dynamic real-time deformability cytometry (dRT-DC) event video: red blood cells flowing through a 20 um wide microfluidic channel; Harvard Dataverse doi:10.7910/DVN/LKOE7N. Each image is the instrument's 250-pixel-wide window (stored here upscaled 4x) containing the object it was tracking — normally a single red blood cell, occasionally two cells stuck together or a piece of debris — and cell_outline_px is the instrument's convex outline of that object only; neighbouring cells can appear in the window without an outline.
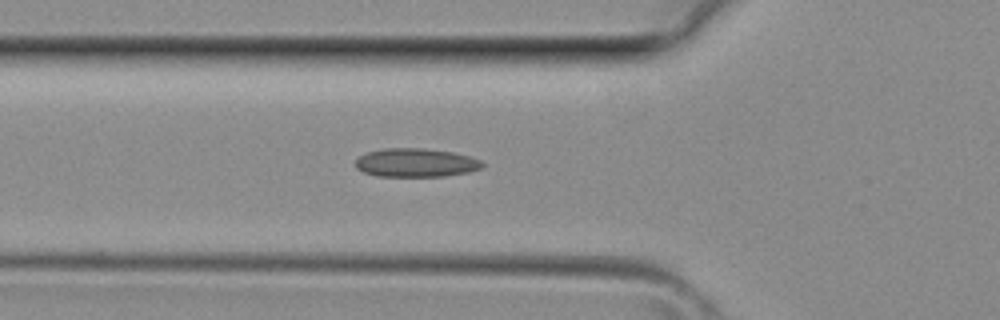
{"species": "common noctule bat (a hibernating species)", "species_latin": "Nyctalus noctula", "temperature_condition": "room temperature", "stored_images_in_passage": 6, "camera_frame_rate_fps": 3000, "um_per_image_px": 0.085, "animal": {"sex": "female", "body_mass_g": 29.2, "forearm_length_mm": 56.3}, "frame": {"image": 1, "passage_image": 3, "time_ms": 0.667, "image_size_px": [1000, 320], "cell_outline_px": [[484, 168], [468, 172], [444, 176], [376, 176], [364, 172], [356, 168], [356, 160], [360, 156], [368, 152], [384, 148], [424, 148], [452, 152], [468, 156], [480, 160], [484, 164]], "centroid_in_image_um": [35.36, 13.83], "position_along_channel_um": 90.4, "area_um2": 21.1}}
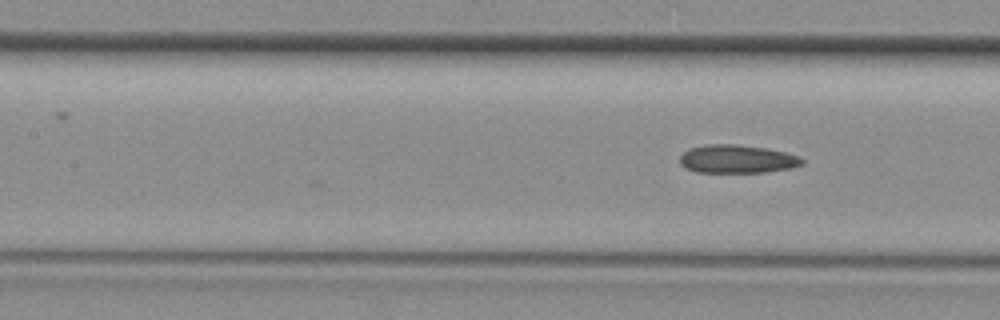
{"frame": {"image": 2, "passage_image": 6, "time_ms": 1.667, "image_size_px": [1000, 320], "cell_outline_px": [[804, 164], [792, 168], [768, 172], [696, 172], [680, 164], [680, 156], [688, 148], [708, 144], [732, 144], [768, 148], [800, 156], [804, 160]], "centroid_in_image_um": [62.69, 13.51], "position_along_channel_um": 144.7, "area_um2": 20.23}}